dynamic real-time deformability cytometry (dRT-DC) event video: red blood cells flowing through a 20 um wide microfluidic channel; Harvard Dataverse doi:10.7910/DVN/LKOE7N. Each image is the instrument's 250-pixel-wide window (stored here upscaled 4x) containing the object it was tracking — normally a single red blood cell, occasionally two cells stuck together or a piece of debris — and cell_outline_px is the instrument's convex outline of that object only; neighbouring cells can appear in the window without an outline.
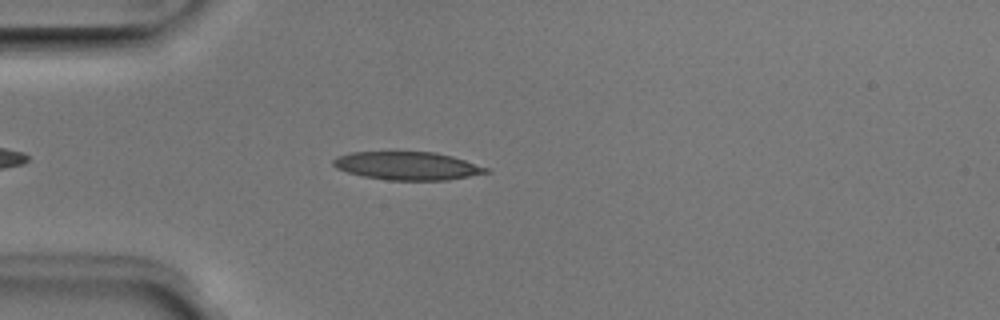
{"species": "Egyptian fruit bat (a non-hibernating species)", "species_latin": "Rousettus aegyptiacus", "temperature_condition": "room temperature", "stored_images_in_passage": 37, "camera_frame_rate_fps": 3000, "um_per_image_px": 0.085, "animal": {"sex": "male"}, "frame": {"image": 1, "passage_image": 6, "time_ms": 1.667, "image_size_px": [1000, 320], "cell_outline_px": [[492, 172], [448, 180], [388, 180], [364, 176], [348, 172], [336, 168], [332, 164], [332, 160], [336, 156], [352, 152], [436, 152], [452, 156], [488, 168]], "centroid_in_image_um": [34.63, 14.09], "position_along_channel_um": 50.4, "area_um2": 25.03}}
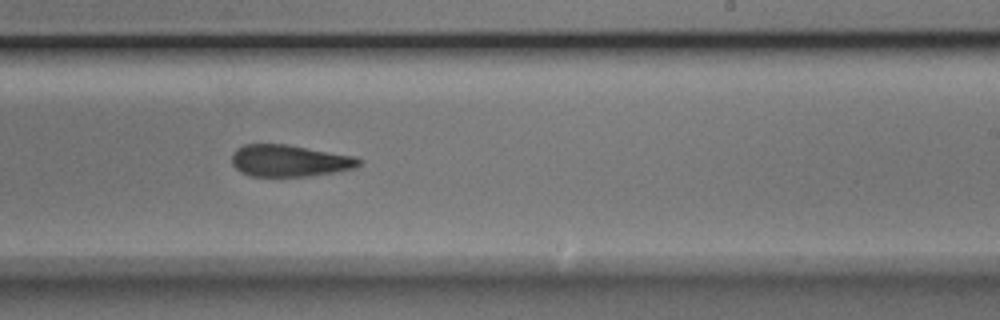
{"frame": {"image": 2, "passage_image": 23, "time_ms": 7.333, "image_size_px": [1000, 320], "cell_outline_px": [[364, 160], [356, 168], [308, 176], [252, 176], [240, 172], [232, 164], [232, 152], [236, 148], [244, 144], [284, 144], [356, 156]], "centroid_in_image_um": [24.6, 13.66], "position_along_channel_um": 264.4, "area_um2": 23.58}}
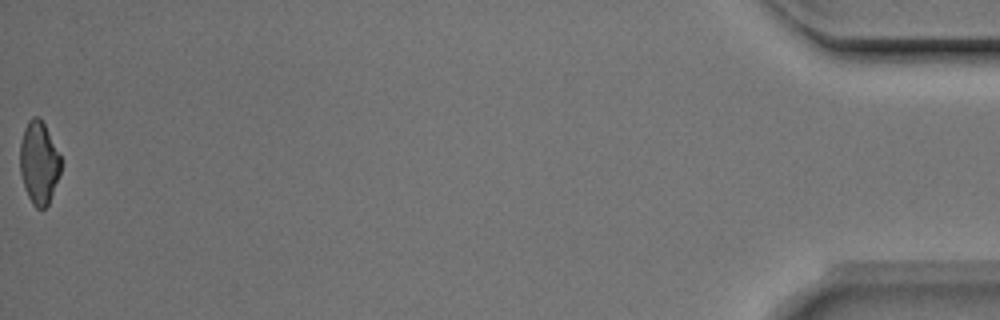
{"frame": {"image": 3, "passage_image": 37, "time_ms": 12.0, "image_size_px": [1000, 320], "cell_outline_px": [[60, 176], [48, 204], [44, 208], [36, 208], [32, 204], [24, 188], [20, 172], [20, 144], [24, 128], [28, 120], [32, 116], [40, 116], [60, 156]], "centroid_in_image_um": [3.29, 13.83], "position_along_channel_um": 431.9, "area_um2": 19.65}, "authors_computed_cell_mechanics": {"area_um2": 24.5072, "velocity_mm_per_s": 3.9845, "shape_relaxation_time_tau1_ms": 9.6937, "shape_relaxation_time_tau2_ms": 4.4291, "deformation_change_tau1": 0.2492, "deformation_change_tau2": 0.1434}}